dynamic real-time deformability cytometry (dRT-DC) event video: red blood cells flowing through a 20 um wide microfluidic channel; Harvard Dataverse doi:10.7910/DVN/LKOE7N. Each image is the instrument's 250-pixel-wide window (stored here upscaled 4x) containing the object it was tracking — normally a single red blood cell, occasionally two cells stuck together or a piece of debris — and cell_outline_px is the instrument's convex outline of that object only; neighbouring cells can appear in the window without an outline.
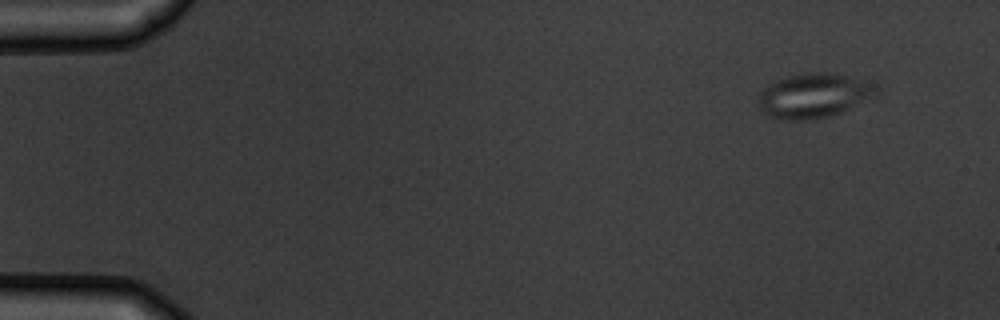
{"species": "common noctule bat (a hibernating species)", "species_latin": "Nyctalus noctula", "temperature_condition": "warm", "stored_images_in_passage": 5, "camera_frame_rate_fps": 3000, "um_per_image_px": 0.085, "animal": {"sex": "male", "body_mass_g": 19.5, "forearm_length_mm": 54.6}, "frame": {"image": 1, "passage_image": 1, "time_ms": 0.0, "image_size_px": [1000, 320], "cell_outline_px": [[880, 96], [832, 116], [812, 120], [784, 120], [768, 116], [760, 108], [760, 92], [772, 80], [800, 72], [824, 72], [852, 76], [864, 80], [876, 88]], "centroid_in_image_um": [69.2, 8.12], "position_along_channel_um": 15.8, "area_um2": 31.21}}